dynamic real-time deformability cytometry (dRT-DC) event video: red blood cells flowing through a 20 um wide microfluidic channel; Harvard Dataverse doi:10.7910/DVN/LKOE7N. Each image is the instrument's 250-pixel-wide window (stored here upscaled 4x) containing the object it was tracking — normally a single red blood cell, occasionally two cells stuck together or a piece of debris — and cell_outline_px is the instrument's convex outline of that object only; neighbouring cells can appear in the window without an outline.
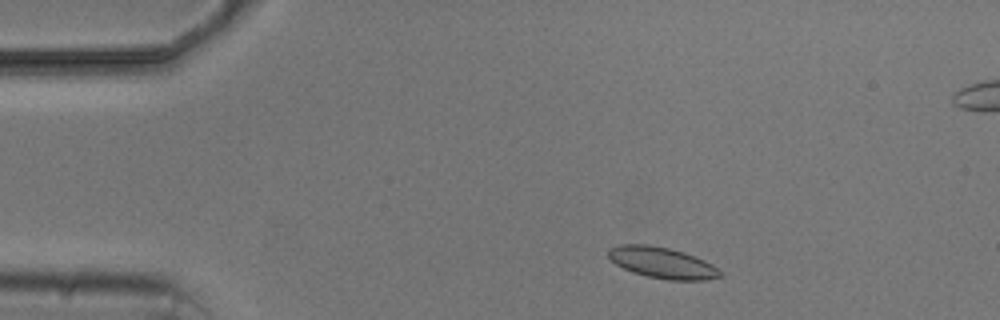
{"species": "common noctule bat (a hibernating species)", "species_latin": "Nyctalus noctula", "temperature_condition": "cold", "stored_images_in_passage": 3, "camera_frame_rate_fps": 3000, "um_per_image_px": 0.085, "animal": {"sex": "male", "body_mass_g": 20.5, "forearm_length_mm": 52.5}, "frame": {"image": 1, "passage_image": 2, "time_ms": 1.333, "image_size_px": [1000, 320], "cell_outline_px": [[724, 276], [704, 280], [668, 280], [648, 276], [632, 272], [616, 264], [608, 256], [608, 248], [620, 244], [648, 244], [668, 248], [684, 252], [704, 260], [712, 264], [724, 272]], "centroid_in_image_um": [56.31, 22.33], "position_along_channel_um": 28.7, "area_um2": 20.35}}